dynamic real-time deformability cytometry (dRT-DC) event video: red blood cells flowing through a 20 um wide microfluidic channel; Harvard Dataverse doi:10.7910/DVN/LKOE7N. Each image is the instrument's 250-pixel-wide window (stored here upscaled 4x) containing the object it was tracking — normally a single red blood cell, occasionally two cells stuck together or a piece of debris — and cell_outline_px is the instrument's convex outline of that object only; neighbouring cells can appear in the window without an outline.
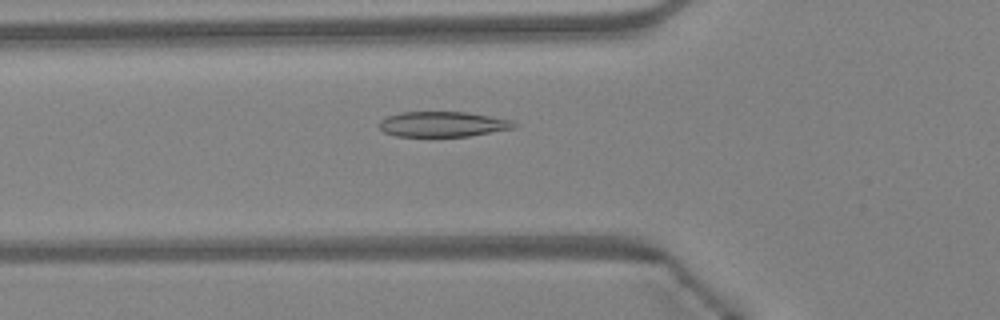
{"species": "Egyptian fruit bat (a non-hibernating species)", "species_latin": "Rousettus aegyptiacus", "temperature_condition": "warm", "stored_images_in_passage": 42, "camera_frame_rate_fps": 3000, "um_per_image_px": 0.085, "animal": {"sex": "female"}, "frame": {"image": 1, "passage_image": 12, "time_ms": 3.667, "image_size_px": [1000, 320], "cell_outline_px": [[516, 128], [468, 136], [396, 136], [384, 132], [380, 128], [380, 120], [388, 116], [400, 112], [464, 112], [512, 120], [516, 124]], "centroid_in_image_um": [37.63, 10.56], "position_along_channel_um": 88.2, "area_um2": 19.65}}
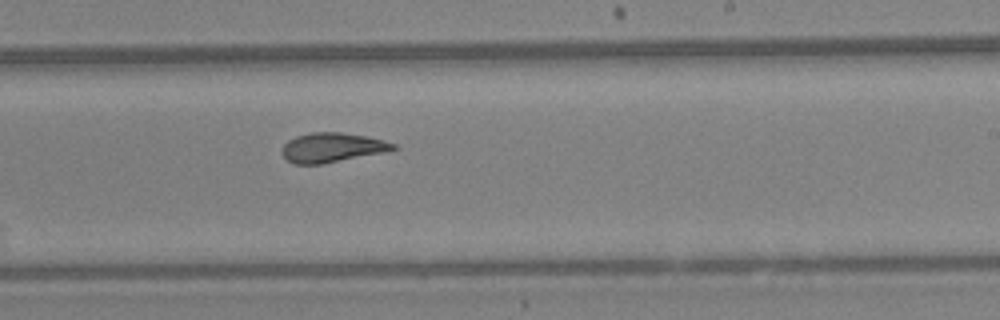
{"frame": {"image": 2, "passage_image": 24, "time_ms": 7.667, "image_size_px": [1000, 320], "cell_outline_px": [[400, 148], [320, 164], [296, 164], [288, 160], [280, 152], [284, 144], [288, 140], [296, 136], [312, 132], [340, 132], [368, 136], [384, 140], [396, 144]], "centroid_in_image_um": [28.2, 12.52], "position_along_channel_um": 260.8, "area_um2": 18.84}}
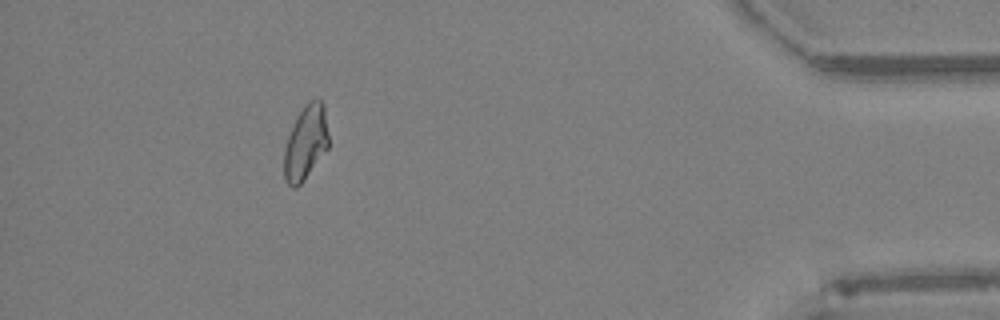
{"frame": {"image": 3, "passage_image": 38, "time_ms": 12.333, "image_size_px": [1000, 320], "cell_outline_px": [[328, 148], [300, 184], [296, 188], [292, 188], [284, 180], [284, 148], [288, 136], [304, 104], [308, 100], [316, 96], [324, 104], [328, 132]], "centroid_in_image_um": [25.99, 12.1], "position_along_channel_um": 409.2, "area_um2": 19.25}, "authors_computed_cell_mechanics": {"area_um2": 19.7098, "velocity_mm_per_s": 4.3255, "shape_relaxation_time_tau1_ms": null, "shape_relaxation_time_tau2_ms": 1.9034, "deformation_change_tau1": null, "deformation_change_tau2": 0.0744}}